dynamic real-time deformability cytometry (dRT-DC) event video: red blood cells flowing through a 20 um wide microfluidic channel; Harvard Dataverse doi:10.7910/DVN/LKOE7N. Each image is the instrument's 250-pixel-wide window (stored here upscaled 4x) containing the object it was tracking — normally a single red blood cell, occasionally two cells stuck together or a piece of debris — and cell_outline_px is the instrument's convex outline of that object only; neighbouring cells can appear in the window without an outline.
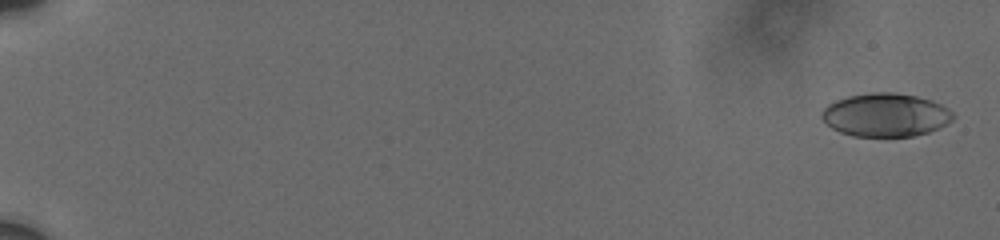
{"species": "human", "species_latin": "Homo sapiens", "temperature_condition": "cold", "stored_images_in_passage": 12, "camera_frame_rate_fps": 3000, "um_per_image_px": 0.085, "donor": {"sex": "male"}, "frame": {"image": 1, "passage_image": 1, "time_ms": 0.0, "image_size_px": [1000, 240], "cell_outline_px": [[956, 116], [952, 120], [928, 132], [912, 136], [852, 136], [840, 132], [832, 128], [820, 116], [820, 112], [828, 104], [836, 100], [848, 96], [872, 92], [892, 92], [916, 96], [932, 100], [948, 108]], "centroid_in_image_um": [75.26, 9.76], "position_along_channel_um": 9.7, "area_um2": 33.06}}
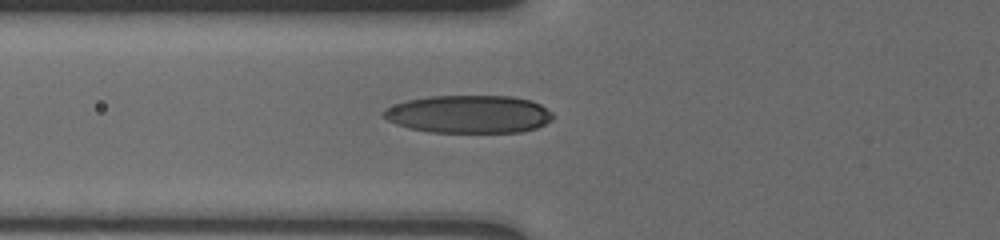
{"frame": {"image": 2, "passage_image": 10, "time_ms": 7.667, "image_size_px": [1000, 240], "cell_outline_px": [[552, 120], [536, 128], [520, 132], [428, 132], [408, 128], [396, 124], [388, 120], [380, 112], [384, 108], [408, 100], [428, 96], [512, 96], [532, 100], [540, 104], [552, 112]], "centroid_in_image_um": [39.84, 9.7], "position_along_channel_um": 86.0, "area_um2": 37.51}}
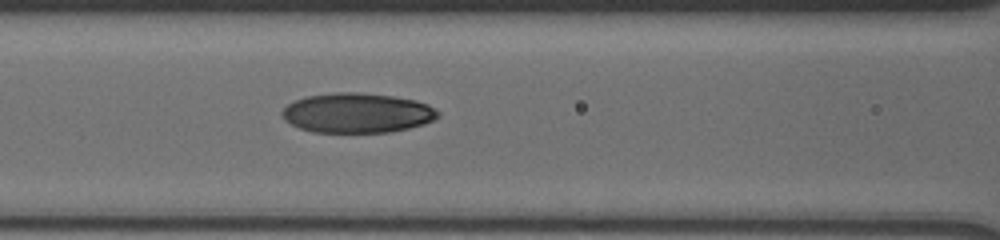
{"frame": {"image": 3, "passage_image": 12, "time_ms": 9.0, "image_size_px": [1000, 240], "cell_outline_px": [[440, 116], [424, 124], [408, 128], [388, 132], [312, 132], [300, 128], [284, 120], [280, 112], [288, 104], [304, 96], [336, 92], [360, 92], [392, 96], [416, 100], [428, 104], [440, 112]], "centroid_in_image_um": [30.35, 9.59], "position_along_channel_um": 136.2, "area_um2": 36.24}}